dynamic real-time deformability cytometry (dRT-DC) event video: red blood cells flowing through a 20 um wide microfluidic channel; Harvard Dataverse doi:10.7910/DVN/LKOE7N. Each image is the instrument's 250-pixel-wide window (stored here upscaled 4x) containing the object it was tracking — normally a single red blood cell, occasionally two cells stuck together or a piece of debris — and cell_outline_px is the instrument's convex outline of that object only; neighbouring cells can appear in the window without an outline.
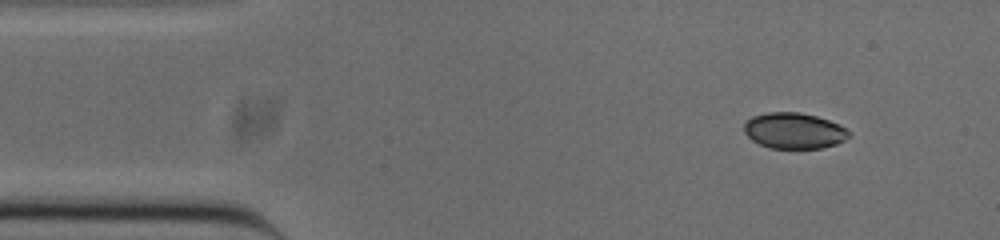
{"species": "common noctule bat (a hibernating species)", "species_latin": "Nyctalus noctula", "temperature_condition": "cold", "stored_images_in_passage": 48, "camera_frame_rate_fps": 3000, "um_per_image_px": 0.085, "animal": {"sex": "male", "body_mass_g": 20.0, "forearm_length_mm": 53.3}, "frame": {"image": 1, "passage_image": 1, "time_ms": 0.0, "image_size_px": [1000, 240], "cell_outline_px": [[848, 136], [844, 140], [836, 144], [820, 148], [768, 148], [752, 140], [744, 132], [744, 124], [752, 116], [768, 112], [800, 112], [816, 116], [840, 124], [848, 132]], "centroid_in_image_um": [67.46, 11.1], "position_along_channel_um": 17.5, "area_um2": 21.79}}
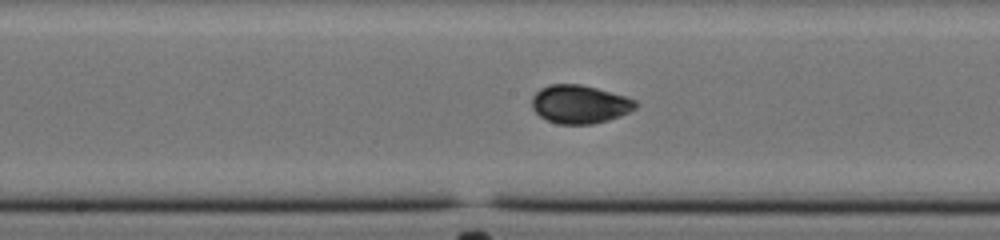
{"frame": {"image": 2, "passage_image": 21, "time_ms": 6.667, "image_size_px": [1000, 240], "cell_outline_px": [[640, 104], [636, 108], [620, 116], [608, 120], [592, 124], [556, 124], [540, 116], [532, 108], [532, 96], [540, 88], [548, 84], [580, 84], [596, 88], [624, 96], [636, 100]], "centroid_in_image_um": [49.27, 8.86], "position_along_channel_um": 198.9, "area_um2": 23.24}}
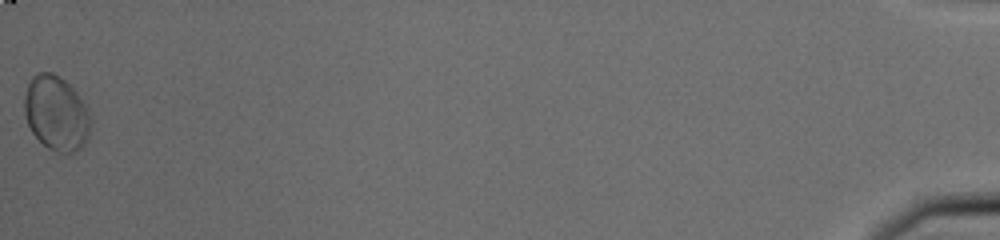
{"frame": {"image": 3, "passage_image": 48, "time_ms": 15.667, "image_size_px": [1000, 240], "cell_outline_px": [[92, 124], [88, 140], [76, 152], [68, 156], [60, 156], [48, 148], [32, 132], [24, 116], [24, 96], [28, 84], [32, 76], [36, 72], [52, 72], [60, 76], [88, 104], [92, 120]], "centroid_in_image_um": [4.83, 9.67], "position_along_channel_um": 430.4, "area_um2": 29.82}, "authors_computed_cell_mechanics": {"area_um2": 22.7154, "velocity_mm_per_s": 3.8316, "shape_relaxation_time_tau1_ms": 4.0498, "shape_relaxation_time_tau2_ms": null, "deformation_change_tau1": 0.115, "deformation_change_tau2": null}}